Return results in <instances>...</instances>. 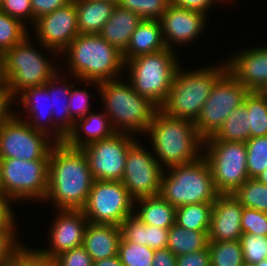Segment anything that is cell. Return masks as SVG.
<instances>
[{
  "label": "cell",
  "instance_id": "27",
  "mask_svg": "<svg viewBox=\"0 0 267 266\" xmlns=\"http://www.w3.org/2000/svg\"><path fill=\"white\" fill-rule=\"evenodd\" d=\"M121 236L130 242L157 250L167 247L169 229L145 225L134 214L120 225Z\"/></svg>",
  "mask_w": 267,
  "mask_h": 266
},
{
  "label": "cell",
  "instance_id": "16",
  "mask_svg": "<svg viewBox=\"0 0 267 266\" xmlns=\"http://www.w3.org/2000/svg\"><path fill=\"white\" fill-rule=\"evenodd\" d=\"M33 26L42 49L51 50L58 56L63 54L71 41L79 35L74 0L52 13L41 16L35 20Z\"/></svg>",
  "mask_w": 267,
  "mask_h": 266
},
{
  "label": "cell",
  "instance_id": "34",
  "mask_svg": "<svg viewBox=\"0 0 267 266\" xmlns=\"http://www.w3.org/2000/svg\"><path fill=\"white\" fill-rule=\"evenodd\" d=\"M211 266H243V253L239 240L209 241Z\"/></svg>",
  "mask_w": 267,
  "mask_h": 266
},
{
  "label": "cell",
  "instance_id": "46",
  "mask_svg": "<svg viewBox=\"0 0 267 266\" xmlns=\"http://www.w3.org/2000/svg\"><path fill=\"white\" fill-rule=\"evenodd\" d=\"M15 232L17 231H0V265L12 261L22 245L16 239Z\"/></svg>",
  "mask_w": 267,
  "mask_h": 266
},
{
  "label": "cell",
  "instance_id": "31",
  "mask_svg": "<svg viewBox=\"0 0 267 266\" xmlns=\"http://www.w3.org/2000/svg\"><path fill=\"white\" fill-rule=\"evenodd\" d=\"M250 139L249 113L242 104L232 110L222 126L205 140H224L229 142H246Z\"/></svg>",
  "mask_w": 267,
  "mask_h": 266
},
{
  "label": "cell",
  "instance_id": "56",
  "mask_svg": "<svg viewBox=\"0 0 267 266\" xmlns=\"http://www.w3.org/2000/svg\"><path fill=\"white\" fill-rule=\"evenodd\" d=\"M0 266H21V265L15 259H13L12 261Z\"/></svg>",
  "mask_w": 267,
  "mask_h": 266
},
{
  "label": "cell",
  "instance_id": "54",
  "mask_svg": "<svg viewBox=\"0 0 267 266\" xmlns=\"http://www.w3.org/2000/svg\"><path fill=\"white\" fill-rule=\"evenodd\" d=\"M259 182L267 185V169L263 170L255 177Z\"/></svg>",
  "mask_w": 267,
  "mask_h": 266
},
{
  "label": "cell",
  "instance_id": "52",
  "mask_svg": "<svg viewBox=\"0 0 267 266\" xmlns=\"http://www.w3.org/2000/svg\"><path fill=\"white\" fill-rule=\"evenodd\" d=\"M177 257L166 247L155 250L152 266H176Z\"/></svg>",
  "mask_w": 267,
  "mask_h": 266
},
{
  "label": "cell",
  "instance_id": "4",
  "mask_svg": "<svg viewBox=\"0 0 267 266\" xmlns=\"http://www.w3.org/2000/svg\"><path fill=\"white\" fill-rule=\"evenodd\" d=\"M64 52L68 54L65 56L69 60L68 71L74 74L78 81L101 83L119 78L125 69L122 52L99 34L79 33Z\"/></svg>",
  "mask_w": 267,
  "mask_h": 266
},
{
  "label": "cell",
  "instance_id": "40",
  "mask_svg": "<svg viewBox=\"0 0 267 266\" xmlns=\"http://www.w3.org/2000/svg\"><path fill=\"white\" fill-rule=\"evenodd\" d=\"M245 265H254L267 258V236L242 234L239 239Z\"/></svg>",
  "mask_w": 267,
  "mask_h": 266
},
{
  "label": "cell",
  "instance_id": "32",
  "mask_svg": "<svg viewBox=\"0 0 267 266\" xmlns=\"http://www.w3.org/2000/svg\"><path fill=\"white\" fill-rule=\"evenodd\" d=\"M213 203L187 204L176 208L175 223L194 231H209Z\"/></svg>",
  "mask_w": 267,
  "mask_h": 266
},
{
  "label": "cell",
  "instance_id": "29",
  "mask_svg": "<svg viewBox=\"0 0 267 266\" xmlns=\"http://www.w3.org/2000/svg\"><path fill=\"white\" fill-rule=\"evenodd\" d=\"M58 78L61 79L59 71L49 80V94L51 96L53 113L52 121L53 125L66 137L73 130L74 127V122L71 119L68 106L72 84H68V81L64 80L63 78L61 80H59ZM60 82L62 85L59 88V86L57 85H60ZM60 96L63 98L62 100H64L62 101L63 105L58 104V97L60 98ZM59 112L60 114H58Z\"/></svg>",
  "mask_w": 267,
  "mask_h": 266
},
{
  "label": "cell",
  "instance_id": "60",
  "mask_svg": "<svg viewBox=\"0 0 267 266\" xmlns=\"http://www.w3.org/2000/svg\"><path fill=\"white\" fill-rule=\"evenodd\" d=\"M4 2H5V0H0V11H1L3 5H4Z\"/></svg>",
  "mask_w": 267,
  "mask_h": 266
},
{
  "label": "cell",
  "instance_id": "53",
  "mask_svg": "<svg viewBox=\"0 0 267 266\" xmlns=\"http://www.w3.org/2000/svg\"><path fill=\"white\" fill-rule=\"evenodd\" d=\"M93 266H123L118 255L94 261Z\"/></svg>",
  "mask_w": 267,
  "mask_h": 266
},
{
  "label": "cell",
  "instance_id": "38",
  "mask_svg": "<svg viewBox=\"0 0 267 266\" xmlns=\"http://www.w3.org/2000/svg\"><path fill=\"white\" fill-rule=\"evenodd\" d=\"M247 147V172L249 178H255L267 169V136L248 139Z\"/></svg>",
  "mask_w": 267,
  "mask_h": 266
},
{
  "label": "cell",
  "instance_id": "15",
  "mask_svg": "<svg viewBox=\"0 0 267 266\" xmlns=\"http://www.w3.org/2000/svg\"><path fill=\"white\" fill-rule=\"evenodd\" d=\"M164 169L154 154L148 152L138 140L128 150L121 182L134 200L156 196L161 191Z\"/></svg>",
  "mask_w": 267,
  "mask_h": 266
},
{
  "label": "cell",
  "instance_id": "59",
  "mask_svg": "<svg viewBox=\"0 0 267 266\" xmlns=\"http://www.w3.org/2000/svg\"><path fill=\"white\" fill-rule=\"evenodd\" d=\"M105 1H110V2H113V3H115V4H119V2H120V0H105Z\"/></svg>",
  "mask_w": 267,
  "mask_h": 266
},
{
  "label": "cell",
  "instance_id": "41",
  "mask_svg": "<svg viewBox=\"0 0 267 266\" xmlns=\"http://www.w3.org/2000/svg\"><path fill=\"white\" fill-rule=\"evenodd\" d=\"M241 229L243 234L267 236V213L243 207Z\"/></svg>",
  "mask_w": 267,
  "mask_h": 266
},
{
  "label": "cell",
  "instance_id": "57",
  "mask_svg": "<svg viewBox=\"0 0 267 266\" xmlns=\"http://www.w3.org/2000/svg\"><path fill=\"white\" fill-rule=\"evenodd\" d=\"M252 266H267V258L265 260H262L261 262H258Z\"/></svg>",
  "mask_w": 267,
  "mask_h": 266
},
{
  "label": "cell",
  "instance_id": "11",
  "mask_svg": "<svg viewBox=\"0 0 267 266\" xmlns=\"http://www.w3.org/2000/svg\"><path fill=\"white\" fill-rule=\"evenodd\" d=\"M135 207L134 199L121 181L94 180L81 210L91 223L120 226L134 214Z\"/></svg>",
  "mask_w": 267,
  "mask_h": 266
},
{
  "label": "cell",
  "instance_id": "22",
  "mask_svg": "<svg viewBox=\"0 0 267 266\" xmlns=\"http://www.w3.org/2000/svg\"><path fill=\"white\" fill-rule=\"evenodd\" d=\"M120 239V226L89 222L84 233L82 246L93 261H98L118 255Z\"/></svg>",
  "mask_w": 267,
  "mask_h": 266
},
{
  "label": "cell",
  "instance_id": "2",
  "mask_svg": "<svg viewBox=\"0 0 267 266\" xmlns=\"http://www.w3.org/2000/svg\"><path fill=\"white\" fill-rule=\"evenodd\" d=\"M145 134L152 140L155 158L166 169L194 162L203 156L201 147H204V139L199 135L195 124L171 117L160 109L155 112Z\"/></svg>",
  "mask_w": 267,
  "mask_h": 266
},
{
  "label": "cell",
  "instance_id": "23",
  "mask_svg": "<svg viewBox=\"0 0 267 266\" xmlns=\"http://www.w3.org/2000/svg\"><path fill=\"white\" fill-rule=\"evenodd\" d=\"M165 46L160 20L143 19L130 37L122 53L124 63L130 59L160 52Z\"/></svg>",
  "mask_w": 267,
  "mask_h": 266
},
{
  "label": "cell",
  "instance_id": "18",
  "mask_svg": "<svg viewBox=\"0 0 267 266\" xmlns=\"http://www.w3.org/2000/svg\"><path fill=\"white\" fill-rule=\"evenodd\" d=\"M57 216L50 229L49 249L39 250L50 257L81 247L89 223L82 210L59 209Z\"/></svg>",
  "mask_w": 267,
  "mask_h": 266
},
{
  "label": "cell",
  "instance_id": "20",
  "mask_svg": "<svg viewBox=\"0 0 267 266\" xmlns=\"http://www.w3.org/2000/svg\"><path fill=\"white\" fill-rule=\"evenodd\" d=\"M243 206L232 194H219L211 212L209 241L239 240Z\"/></svg>",
  "mask_w": 267,
  "mask_h": 266
},
{
  "label": "cell",
  "instance_id": "10",
  "mask_svg": "<svg viewBox=\"0 0 267 266\" xmlns=\"http://www.w3.org/2000/svg\"><path fill=\"white\" fill-rule=\"evenodd\" d=\"M2 194L14 201L43 200L48 191L49 160L1 158Z\"/></svg>",
  "mask_w": 267,
  "mask_h": 266
},
{
  "label": "cell",
  "instance_id": "6",
  "mask_svg": "<svg viewBox=\"0 0 267 266\" xmlns=\"http://www.w3.org/2000/svg\"><path fill=\"white\" fill-rule=\"evenodd\" d=\"M163 172L160 195L175 208L197 203H214L219 195L209 163L204 156L196 161L171 166Z\"/></svg>",
  "mask_w": 267,
  "mask_h": 266
},
{
  "label": "cell",
  "instance_id": "3",
  "mask_svg": "<svg viewBox=\"0 0 267 266\" xmlns=\"http://www.w3.org/2000/svg\"><path fill=\"white\" fill-rule=\"evenodd\" d=\"M96 84L104 104V112L110 119L116 132L129 134L146 133L155 112L159 109L148 98L140 96L132 87L121 79L104 82L85 81ZM106 109V111H105Z\"/></svg>",
  "mask_w": 267,
  "mask_h": 266
},
{
  "label": "cell",
  "instance_id": "43",
  "mask_svg": "<svg viewBox=\"0 0 267 266\" xmlns=\"http://www.w3.org/2000/svg\"><path fill=\"white\" fill-rule=\"evenodd\" d=\"M21 266H58L55 257L46 256L38 249H31L22 245L14 258Z\"/></svg>",
  "mask_w": 267,
  "mask_h": 266
},
{
  "label": "cell",
  "instance_id": "42",
  "mask_svg": "<svg viewBox=\"0 0 267 266\" xmlns=\"http://www.w3.org/2000/svg\"><path fill=\"white\" fill-rule=\"evenodd\" d=\"M90 94L86 89H74L72 84L68 106L72 121L84 118L90 111Z\"/></svg>",
  "mask_w": 267,
  "mask_h": 266
},
{
  "label": "cell",
  "instance_id": "13",
  "mask_svg": "<svg viewBox=\"0 0 267 266\" xmlns=\"http://www.w3.org/2000/svg\"><path fill=\"white\" fill-rule=\"evenodd\" d=\"M19 116L15 112L0 126V158L49 160L50 150L56 142Z\"/></svg>",
  "mask_w": 267,
  "mask_h": 266
},
{
  "label": "cell",
  "instance_id": "51",
  "mask_svg": "<svg viewBox=\"0 0 267 266\" xmlns=\"http://www.w3.org/2000/svg\"><path fill=\"white\" fill-rule=\"evenodd\" d=\"M15 100L10 95L8 89L5 87L4 83L0 84V126L4 124L13 114L11 104Z\"/></svg>",
  "mask_w": 267,
  "mask_h": 266
},
{
  "label": "cell",
  "instance_id": "47",
  "mask_svg": "<svg viewBox=\"0 0 267 266\" xmlns=\"http://www.w3.org/2000/svg\"><path fill=\"white\" fill-rule=\"evenodd\" d=\"M72 0H30L33 11V24L35 20L43 15L52 13L53 11L64 7Z\"/></svg>",
  "mask_w": 267,
  "mask_h": 266
},
{
  "label": "cell",
  "instance_id": "28",
  "mask_svg": "<svg viewBox=\"0 0 267 266\" xmlns=\"http://www.w3.org/2000/svg\"><path fill=\"white\" fill-rule=\"evenodd\" d=\"M136 203L139 209L134 215L145 225L169 229L175 223L176 208L160 194L136 199Z\"/></svg>",
  "mask_w": 267,
  "mask_h": 266
},
{
  "label": "cell",
  "instance_id": "25",
  "mask_svg": "<svg viewBox=\"0 0 267 266\" xmlns=\"http://www.w3.org/2000/svg\"><path fill=\"white\" fill-rule=\"evenodd\" d=\"M142 20L136 13L116 5L99 35L123 53L127 48L132 33Z\"/></svg>",
  "mask_w": 267,
  "mask_h": 266
},
{
  "label": "cell",
  "instance_id": "1",
  "mask_svg": "<svg viewBox=\"0 0 267 266\" xmlns=\"http://www.w3.org/2000/svg\"><path fill=\"white\" fill-rule=\"evenodd\" d=\"M94 178L81 148L57 142L50 150L48 191L44 202L59 209L81 210L87 201Z\"/></svg>",
  "mask_w": 267,
  "mask_h": 266
},
{
  "label": "cell",
  "instance_id": "12",
  "mask_svg": "<svg viewBox=\"0 0 267 266\" xmlns=\"http://www.w3.org/2000/svg\"><path fill=\"white\" fill-rule=\"evenodd\" d=\"M249 91L228 70L214 83L194 123L199 135L205 140L213 136L233 109L243 104Z\"/></svg>",
  "mask_w": 267,
  "mask_h": 266
},
{
  "label": "cell",
  "instance_id": "26",
  "mask_svg": "<svg viewBox=\"0 0 267 266\" xmlns=\"http://www.w3.org/2000/svg\"><path fill=\"white\" fill-rule=\"evenodd\" d=\"M79 33L99 34L117 4L105 0H74Z\"/></svg>",
  "mask_w": 267,
  "mask_h": 266
},
{
  "label": "cell",
  "instance_id": "7",
  "mask_svg": "<svg viewBox=\"0 0 267 266\" xmlns=\"http://www.w3.org/2000/svg\"><path fill=\"white\" fill-rule=\"evenodd\" d=\"M30 44L27 36L0 57L1 81L14 100L25 89L45 85L58 73L54 63Z\"/></svg>",
  "mask_w": 267,
  "mask_h": 266
},
{
  "label": "cell",
  "instance_id": "14",
  "mask_svg": "<svg viewBox=\"0 0 267 266\" xmlns=\"http://www.w3.org/2000/svg\"><path fill=\"white\" fill-rule=\"evenodd\" d=\"M132 134L116 132L83 146L94 180L121 181L129 148L137 141Z\"/></svg>",
  "mask_w": 267,
  "mask_h": 266
},
{
  "label": "cell",
  "instance_id": "49",
  "mask_svg": "<svg viewBox=\"0 0 267 266\" xmlns=\"http://www.w3.org/2000/svg\"><path fill=\"white\" fill-rule=\"evenodd\" d=\"M12 200L0 193V231H16L14 211L10 208Z\"/></svg>",
  "mask_w": 267,
  "mask_h": 266
},
{
  "label": "cell",
  "instance_id": "30",
  "mask_svg": "<svg viewBox=\"0 0 267 266\" xmlns=\"http://www.w3.org/2000/svg\"><path fill=\"white\" fill-rule=\"evenodd\" d=\"M208 232L188 230L174 223L169 228L167 248L176 257L200 251L208 246Z\"/></svg>",
  "mask_w": 267,
  "mask_h": 266
},
{
  "label": "cell",
  "instance_id": "44",
  "mask_svg": "<svg viewBox=\"0 0 267 266\" xmlns=\"http://www.w3.org/2000/svg\"><path fill=\"white\" fill-rule=\"evenodd\" d=\"M1 11L18 19L23 24L29 19L28 21L31 20L30 23L33 26V11L30 0H5Z\"/></svg>",
  "mask_w": 267,
  "mask_h": 266
},
{
  "label": "cell",
  "instance_id": "50",
  "mask_svg": "<svg viewBox=\"0 0 267 266\" xmlns=\"http://www.w3.org/2000/svg\"><path fill=\"white\" fill-rule=\"evenodd\" d=\"M217 1L222 0H172L171 3L176 6L187 10L197 11L202 14H208L209 8ZM229 1V0H224ZM231 1V0H230Z\"/></svg>",
  "mask_w": 267,
  "mask_h": 266
},
{
  "label": "cell",
  "instance_id": "9",
  "mask_svg": "<svg viewBox=\"0 0 267 266\" xmlns=\"http://www.w3.org/2000/svg\"><path fill=\"white\" fill-rule=\"evenodd\" d=\"M202 154L209 163L219 194L234 193L249 177L245 142L204 140Z\"/></svg>",
  "mask_w": 267,
  "mask_h": 266
},
{
  "label": "cell",
  "instance_id": "17",
  "mask_svg": "<svg viewBox=\"0 0 267 266\" xmlns=\"http://www.w3.org/2000/svg\"><path fill=\"white\" fill-rule=\"evenodd\" d=\"M206 20V14L176 7L171 3L160 19L165 46L175 50L174 44L193 42L202 35Z\"/></svg>",
  "mask_w": 267,
  "mask_h": 266
},
{
  "label": "cell",
  "instance_id": "48",
  "mask_svg": "<svg viewBox=\"0 0 267 266\" xmlns=\"http://www.w3.org/2000/svg\"><path fill=\"white\" fill-rule=\"evenodd\" d=\"M176 266H211L208 246L200 251L177 256Z\"/></svg>",
  "mask_w": 267,
  "mask_h": 266
},
{
  "label": "cell",
  "instance_id": "61",
  "mask_svg": "<svg viewBox=\"0 0 267 266\" xmlns=\"http://www.w3.org/2000/svg\"><path fill=\"white\" fill-rule=\"evenodd\" d=\"M2 83L1 81V66H0V84Z\"/></svg>",
  "mask_w": 267,
  "mask_h": 266
},
{
  "label": "cell",
  "instance_id": "21",
  "mask_svg": "<svg viewBox=\"0 0 267 266\" xmlns=\"http://www.w3.org/2000/svg\"><path fill=\"white\" fill-rule=\"evenodd\" d=\"M225 62L227 70L248 91H258L267 82V46L238 51Z\"/></svg>",
  "mask_w": 267,
  "mask_h": 266
},
{
  "label": "cell",
  "instance_id": "5",
  "mask_svg": "<svg viewBox=\"0 0 267 266\" xmlns=\"http://www.w3.org/2000/svg\"><path fill=\"white\" fill-rule=\"evenodd\" d=\"M218 65L186 73L179 65L168 97L159 109L171 117L195 123L214 83L227 71L226 62Z\"/></svg>",
  "mask_w": 267,
  "mask_h": 266
},
{
  "label": "cell",
  "instance_id": "33",
  "mask_svg": "<svg viewBox=\"0 0 267 266\" xmlns=\"http://www.w3.org/2000/svg\"><path fill=\"white\" fill-rule=\"evenodd\" d=\"M243 104L249 113L250 138L267 136V100L258 91H249Z\"/></svg>",
  "mask_w": 267,
  "mask_h": 266
},
{
  "label": "cell",
  "instance_id": "36",
  "mask_svg": "<svg viewBox=\"0 0 267 266\" xmlns=\"http://www.w3.org/2000/svg\"><path fill=\"white\" fill-rule=\"evenodd\" d=\"M26 25L0 11V57L29 36Z\"/></svg>",
  "mask_w": 267,
  "mask_h": 266
},
{
  "label": "cell",
  "instance_id": "55",
  "mask_svg": "<svg viewBox=\"0 0 267 266\" xmlns=\"http://www.w3.org/2000/svg\"><path fill=\"white\" fill-rule=\"evenodd\" d=\"M258 92L267 100V82L258 90Z\"/></svg>",
  "mask_w": 267,
  "mask_h": 266
},
{
  "label": "cell",
  "instance_id": "39",
  "mask_svg": "<svg viewBox=\"0 0 267 266\" xmlns=\"http://www.w3.org/2000/svg\"><path fill=\"white\" fill-rule=\"evenodd\" d=\"M170 4V0H120L118 5L142 19L160 20Z\"/></svg>",
  "mask_w": 267,
  "mask_h": 266
},
{
  "label": "cell",
  "instance_id": "35",
  "mask_svg": "<svg viewBox=\"0 0 267 266\" xmlns=\"http://www.w3.org/2000/svg\"><path fill=\"white\" fill-rule=\"evenodd\" d=\"M232 195L243 207L267 213V185L248 178Z\"/></svg>",
  "mask_w": 267,
  "mask_h": 266
},
{
  "label": "cell",
  "instance_id": "8",
  "mask_svg": "<svg viewBox=\"0 0 267 266\" xmlns=\"http://www.w3.org/2000/svg\"><path fill=\"white\" fill-rule=\"evenodd\" d=\"M175 51L164 49L160 52L142 55L125 62L129 82L142 97L148 98L158 108L166 101L175 73L180 65Z\"/></svg>",
  "mask_w": 267,
  "mask_h": 266
},
{
  "label": "cell",
  "instance_id": "24",
  "mask_svg": "<svg viewBox=\"0 0 267 266\" xmlns=\"http://www.w3.org/2000/svg\"><path fill=\"white\" fill-rule=\"evenodd\" d=\"M114 133L116 131L105 112L97 114L90 111L84 118L74 123L73 130L66 136L65 143L72 148H82L89 143L108 138Z\"/></svg>",
  "mask_w": 267,
  "mask_h": 266
},
{
  "label": "cell",
  "instance_id": "58",
  "mask_svg": "<svg viewBox=\"0 0 267 266\" xmlns=\"http://www.w3.org/2000/svg\"><path fill=\"white\" fill-rule=\"evenodd\" d=\"M0 193H2V169H1V158H0Z\"/></svg>",
  "mask_w": 267,
  "mask_h": 266
},
{
  "label": "cell",
  "instance_id": "45",
  "mask_svg": "<svg viewBox=\"0 0 267 266\" xmlns=\"http://www.w3.org/2000/svg\"><path fill=\"white\" fill-rule=\"evenodd\" d=\"M58 266H93V259L81 246L70 249L55 257Z\"/></svg>",
  "mask_w": 267,
  "mask_h": 266
},
{
  "label": "cell",
  "instance_id": "37",
  "mask_svg": "<svg viewBox=\"0 0 267 266\" xmlns=\"http://www.w3.org/2000/svg\"><path fill=\"white\" fill-rule=\"evenodd\" d=\"M154 253V249L126 241L121 236L118 256L123 266H152Z\"/></svg>",
  "mask_w": 267,
  "mask_h": 266
},
{
  "label": "cell",
  "instance_id": "19",
  "mask_svg": "<svg viewBox=\"0 0 267 266\" xmlns=\"http://www.w3.org/2000/svg\"><path fill=\"white\" fill-rule=\"evenodd\" d=\"M17 97L18 101L20 100L21 104L23 105L22 107L27 110V115L22 120L28 118V120L24 121L35 130L47 134L53 139L54 142H65L66 137L53 125L52 102H50L51 96L49 94V81L45 85L25 89ZM43 120H46V122Z\"/></svg>",
  "mask_w": 267,
  "mask_h": 266
}]
</instances>
